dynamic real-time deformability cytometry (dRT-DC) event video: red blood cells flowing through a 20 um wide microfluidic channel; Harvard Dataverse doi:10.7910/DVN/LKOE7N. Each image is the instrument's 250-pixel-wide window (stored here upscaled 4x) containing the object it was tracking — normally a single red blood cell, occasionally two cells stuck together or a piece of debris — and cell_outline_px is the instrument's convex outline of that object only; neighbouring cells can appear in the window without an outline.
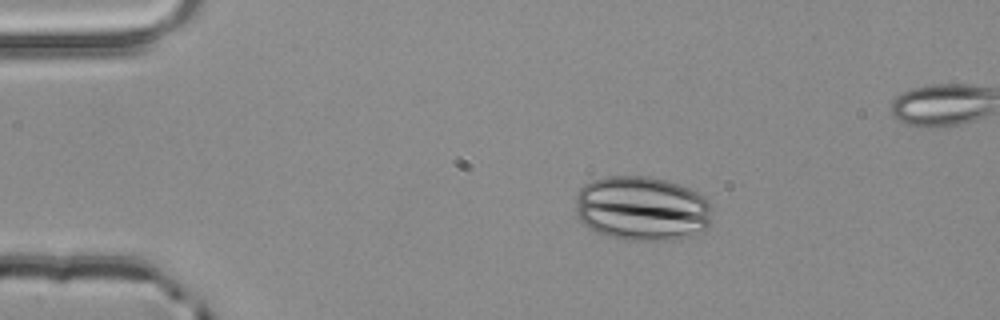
{"species": "common noctule bat (a hibernating species)", "species_latin": "Nyctalus noctula", "temperature_condition": "room temperature", "stored_images_in_passage": 4, "segment_of_instrument_passage": [1, 2], "camera_frame_rate_fps": 3000, "um_per_image_px": 0.085, "animal": {"sex": "male", "body_mass_g": 20.4}, "frame": {"image": 1, "passage_image": 3, "time_ms": 0.667, "image_size_px": [1000, 320], "cell_outline_px": [[712, 220], [708, 228], [704, 232], [676, 240], [616, 240], [596, 232], [588, 228], [580, 220], [576, 212], [576, 192], [584, 184], [592, 180], [604, 176], [648, 176], [680, 184], [696, 192], [712, 208]], "centroid_in_image_um": [54.55, 17.74], "position_along_channel_um": 30.4, "area_um2": 52.25}}